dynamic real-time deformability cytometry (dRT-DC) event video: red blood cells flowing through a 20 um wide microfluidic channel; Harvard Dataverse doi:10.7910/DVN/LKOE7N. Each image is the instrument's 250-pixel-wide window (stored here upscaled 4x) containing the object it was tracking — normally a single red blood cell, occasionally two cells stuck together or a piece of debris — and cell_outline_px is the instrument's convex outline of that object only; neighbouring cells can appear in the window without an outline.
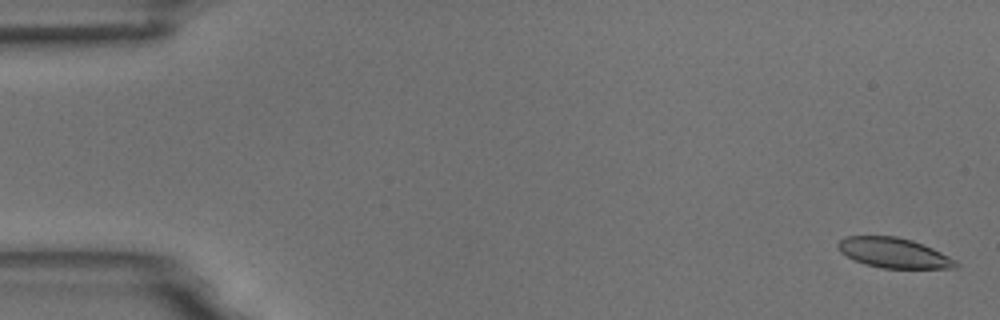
{"species": "common noctule bat (a hibernating species)", "species_latin": "Nyctalus noctula", "temperature_condition": "room temperature", "stored_images_in_passage": 55, "camera_frame_rate_fps": 3000, "um_per_image_px": 0.085, "animal": {"sex": "male", "body_mass_g": 18.8}, "frame": {"image": 1, "passage_image": 2, "time_ms": 0.333, "image_size_px": [1000, 320], "cell_outline_px": [[960, 264], [956, 268], [880, 268], [864, 264], [852, 260], [840, 252], [836, 244], [844, 236], [896, 236], [912, 240], [932, 248], [956, 260]], "centroid_in_image_um": [75.93, 21.5], "position_along_channel_um": 9.1, "area_um2": 20.75}}
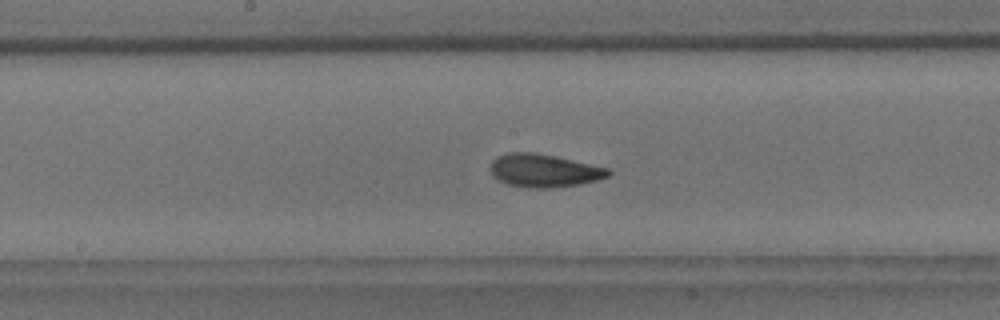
{"frame": {"image": 2, "passage_image": 29, "time_ms": 9.333, "image_size_px": [1000, 320], "cell_outline_px": [[612, 172], [608, 176], [596, 180], [580, 184], [552, 188], [528, 188], [508, 184], [492, 176], [488, 168], [492, 160], [496, 156], [508, 152], [536, 152], [608, 168]], "centroid_in_image_um": [46.18, 14.5], "position_along_channel_um": 202.0, "area_um2": 22.83}}
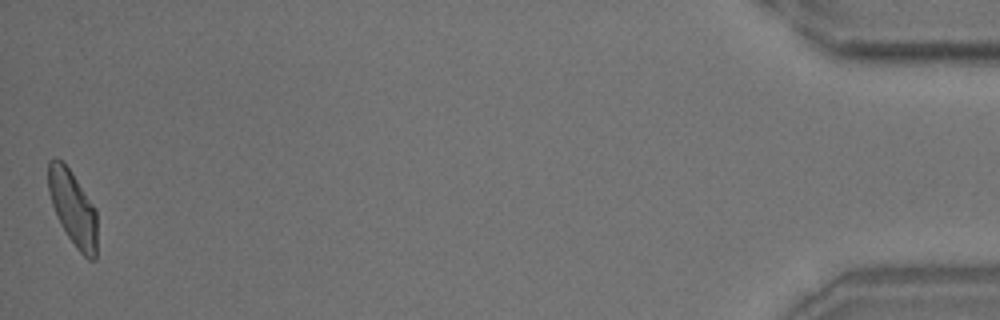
{"frame": {"image": 3, "passage_image": 55, "time_ms": 18.0, "image_size_px": [1000, 320], "cell_outline_px": [[96, 260], [88, 260], [76, 248], [60, 224], [56, 216], [48, 192], [48, 160], [56, 156], [72, 172], [96, 208]], "centroid_in_image_um": [6.19, 17.68], "position_along_channel_um": 429.0, "area_um2": 21.44}, "authors_computed_cell_mechanics": {"area_um2": 21.8484, "velocity_mm_per_s": 3.7059, "shape_relaxation_time_tau1_ms": 6.9155, "shape_relaxation_time_tau2_ms": 2.2499, "deformation_change_tau1": 0.1677, "deformation_change_tau2": 0.0859}}